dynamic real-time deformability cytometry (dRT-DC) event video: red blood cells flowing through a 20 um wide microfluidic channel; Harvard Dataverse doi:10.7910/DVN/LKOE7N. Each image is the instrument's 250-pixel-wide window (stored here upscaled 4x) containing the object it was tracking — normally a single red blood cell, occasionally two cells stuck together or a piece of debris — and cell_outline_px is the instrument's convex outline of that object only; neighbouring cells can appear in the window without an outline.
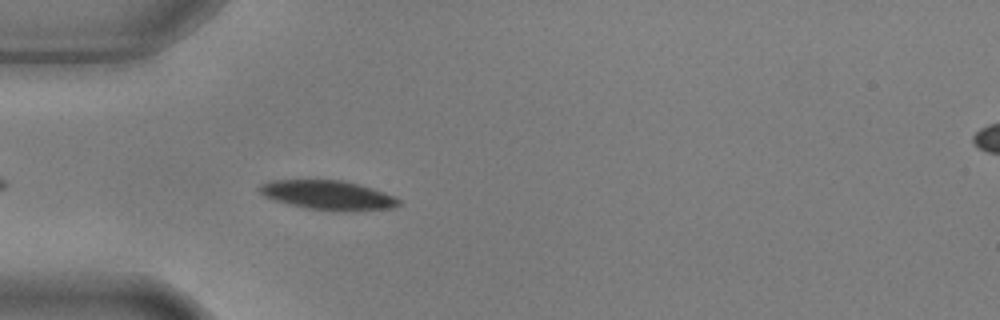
{"species": "common noctule bat (a hibernating species)", "species_latin": "Nyctalus noctula", "temperature_condition": "warm", "stored_images_in_passage": 6, "segment_of_instrument_passage": [1, 2], "camera_frame_rate_fps": 3000, "um_per_image_px": 0.085, "animal": {"sex": "male", "body_mass_g": 17.9, "forearm_length_mm": 54.2}, "frame": {"image": 1, "passage_image": 5, "time_ms": 1.333, "image_size_px": [1000, 320], "cell_outline_px": [[400, 204], [392, 208], [348, 212], [332, 212], [308, 208], [288, 204], [264, 196], [256, 188], [260, 184], [272, 180], [344, 180], [372, 188], [384, 192], [400, 200]], "centroid_in_image_um": [27.87, 16.6], "position_along_channel_um": 57.1, "area_um2": 23.99}}